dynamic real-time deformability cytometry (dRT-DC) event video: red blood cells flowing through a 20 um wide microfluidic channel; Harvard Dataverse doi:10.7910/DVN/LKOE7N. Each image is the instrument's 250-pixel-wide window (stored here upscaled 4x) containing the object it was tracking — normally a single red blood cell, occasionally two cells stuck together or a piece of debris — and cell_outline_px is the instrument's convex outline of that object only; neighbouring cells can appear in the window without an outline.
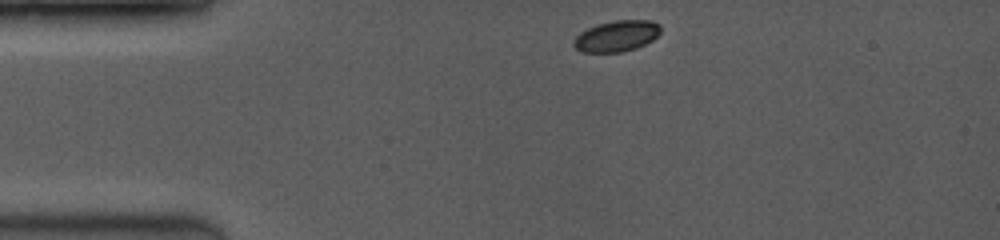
{"species": "common noctule bat (a hibernating species)", "species_latin": "Nyctalus noctula", "temperature_condition": "room temperature", "stored_images_in_passage": 58, "camera_frame_rate_fps": 3500, "um_per_image_px": 0.085, "animal": {"sex": "female", "body_mass_g": 19.0, "forearm_length_mm": 53.3}, "frame": {"image": 1, "passage_image": 1, "time_ms": 0.0, "image_size_px": [1000, 240], "cell_outline_px": [[660, 32], [652, 40], [636, 48], [624, 52], [580, 52], [572, 44], [572, 40], [580, 32], [588, 28], [600, 24], [616, 20], [652, 20], [660, 24]], "centroid_in_image_um": [52.4, 3.07], "position_along_channel_um": 32.6, "area_um2": 15.72}}
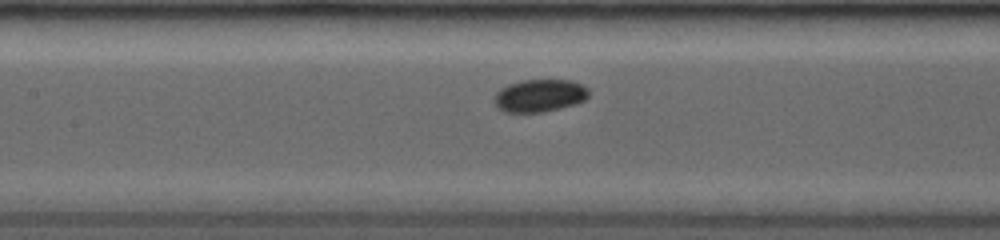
{"frame": {"image": 2, "passage_image": 22, "time_ms": 4.286, "image_size_px": [1000, 240], "cell_outline_px": [[588, 96], [584, 100], [576, 104], [544, 112], [504, 112], [496, 104], [496, 92], [500, 88], [508, 84], [520, 80], [572, 80], [588, 88]], "centroid_in_image_um": [45.88, 8.12], "position_along_channel_um": 161.5, "area_um2": 17.86}}
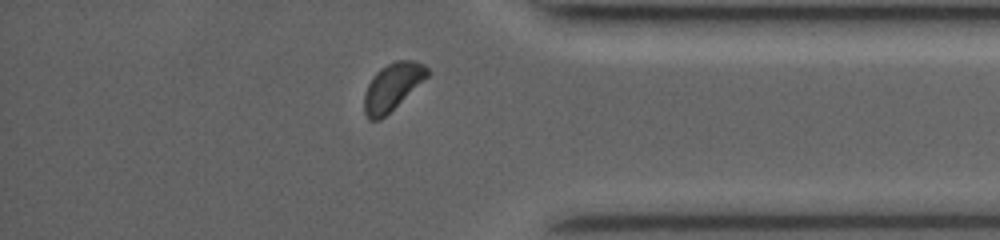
{"frame": {"image": 3, "passage_image": 51, "time_ms": 10.286, "image_size_px": [1000, 240], "cell_outline_px": [[432, 72], [428, 76], [380, 120], [368, 120], [364, 112], [364, 92], [372, 76], [380, 68], [396, 60], [416, 60], [424, 64]], "centroid_in_image_um": [33.34, 7.35], "position_along_channel_um": 401.9, "area_um2": 17.28}, "authors_computed_cell_mechanics": {"area_um2": 17.629, "velocity_mm_per_s": 4.085, "shape_relaxation_time_tau1_ms": 0.7708, "shape_relaxation_time_tau2_ms": null, "deformation_change_tau1": 0.045, "deformation_change_tau2": null}}